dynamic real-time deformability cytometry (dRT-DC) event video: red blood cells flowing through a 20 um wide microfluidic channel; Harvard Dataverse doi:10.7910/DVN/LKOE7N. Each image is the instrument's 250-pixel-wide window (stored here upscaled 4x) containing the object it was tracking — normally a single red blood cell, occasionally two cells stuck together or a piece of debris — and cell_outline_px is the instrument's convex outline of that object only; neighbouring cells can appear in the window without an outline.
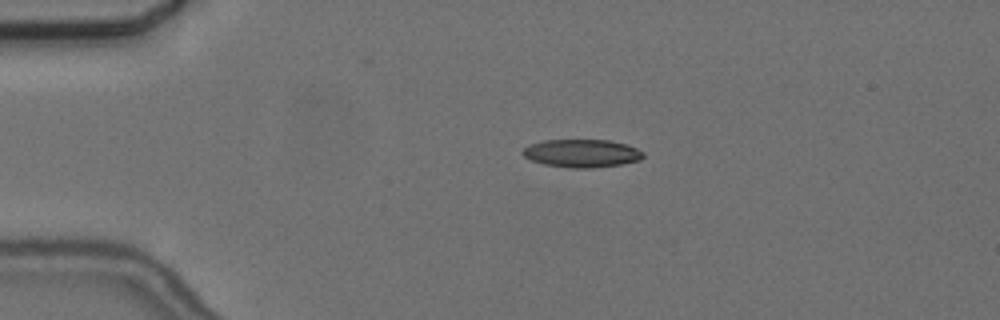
{"species": "common noctule bat (a hibernating species)", "species_latin": "Nyctalus noctula", "temperature_condition": "cold", "stored_images_in_passage": 11, "camera_frame_rate_fps": 3000, "um_per_image_px": 0.085, "animal": {"sex": "female", "body_mass_g": 24.6, "forearm_length_mm": 56.2}, "frame": {"image": 1, "passage_image": 4, "time_ms": 1.0, "image_size_px": [1000, 320], "cell_outline_px": [[644, 156], [640, 160], [620, 164], [592, 168], [568, 168], [544, 164], [532, 160], [524, 156], [520, 152], [528, 144], [544, 140], [608, 140], [628, 144], [644, 152]], "centroid_in_image_um": [49.44, 13.02], "position_along_channel_um": 35.6, "area_um2": 19.77}}
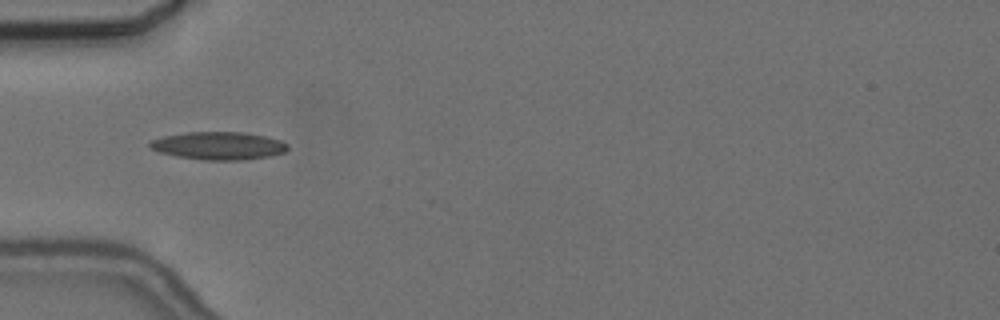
{"frame": {"image": 2, "passage_image": 10, "time_ms": 3.0, "image_size_px": [1000, 320], "cell_outline_px": [[288, 148], [284, 152], [272, 156], [244, 160], [204, 160], [176, 156], [160, 152], [152, 148], [148, 144], [152, 140], [164, 136], [188, 132], [244, 132], [268, 136], [280, 140], [288, 144]], "centroid_in_image_um": [18.63, 12.39], "position_along_channel_um": 66.4, "area_um2": 22.43}}